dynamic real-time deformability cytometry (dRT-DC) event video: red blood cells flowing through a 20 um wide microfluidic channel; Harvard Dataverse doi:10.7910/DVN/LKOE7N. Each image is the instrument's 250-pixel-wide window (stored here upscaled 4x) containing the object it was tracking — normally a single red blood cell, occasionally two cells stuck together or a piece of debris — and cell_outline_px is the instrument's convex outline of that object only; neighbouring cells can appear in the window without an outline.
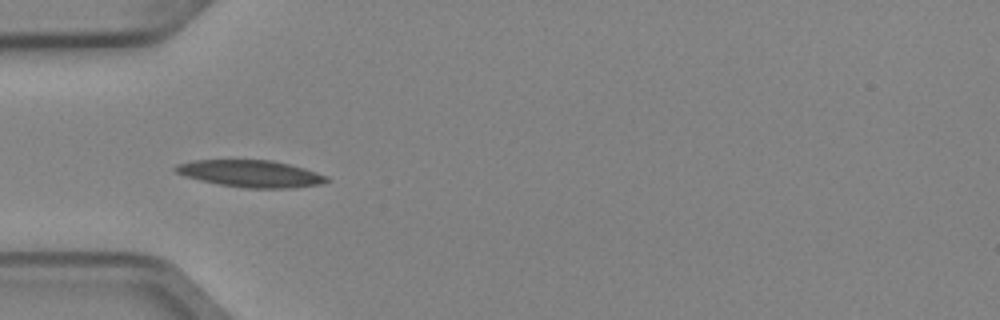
{"species": "Egyptian fruit bat (a non-hibernating species)", "species_latin": "Rousettus aegyptiacus", "temperature_condition": "cold", "stored_images_in_passage": 4, "camera_frame_rate_fps": 3000, "um_per_image_px": 0.085, "animal": {"sex": "female"}, "frame": {"image": 1, "passage_image": 2, "time_ms": 0.333, "image_size_px": [1000, 320], "cell_outline_px": [[332, 180], [320, 184], [292, 188], [244, 188], [220, 184], [200, 180], [184, 176], [176, 172], [172, 168], [176, 164], [196, 160], [272, 160], [304, 168], [328, 176]], "centroid_in_image_um": [21.32, 14.76], "position_along_channel_um": 63.7, "area_um2": 23.76}}
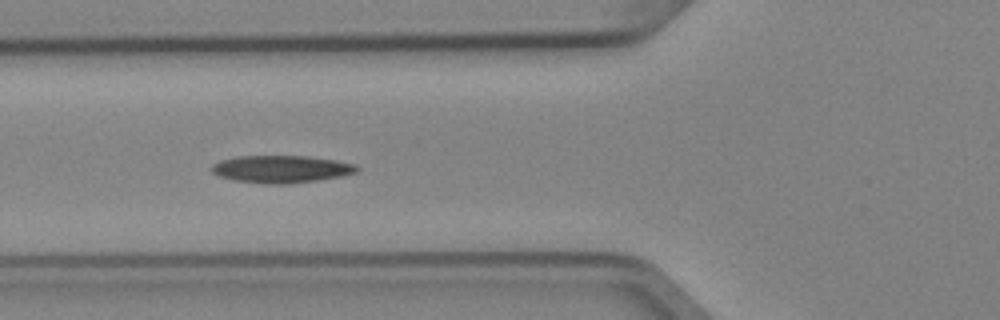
{"frame": {"image": 2, "passage_image": 3, "time_ms": 0.667, "image_size_px": [1000, 320], "cell_outline_px": [[360, 168], [356, 172], [340, 176], [316, 180], [288, 184], [264, 184], [236, 180], [220, 176], [212, 172], [208, 168], [212, 164], [220, 160], [236, 156], [308, 156], [336, 160], [356, 164]], "centroid_in_image_um": [23.88, 14.36], "position_along_channel_um": 101.9, "area_um2": 23.24}}
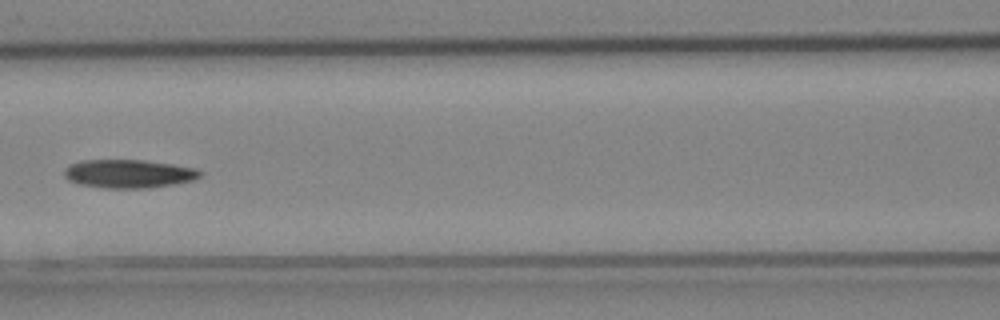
{"frame": {"image": 3, "passage_image": 4, "time_ms": 1.0, "image_size_px": [1000, 320], "cell_outline_px": [[204, 172], [200, 176], [192, 180], [176, 184], [148, 188], [104, 188], [80, 184], [68, 180], [64, 176], [64, 168], [68, 164], [80, 160], [144, 160], [172, 164], [196, 168]], "centroid_in_image_um": [10.92, 14.76], "position_along_channel_um": 155.7, "area_um2": 22.72}}